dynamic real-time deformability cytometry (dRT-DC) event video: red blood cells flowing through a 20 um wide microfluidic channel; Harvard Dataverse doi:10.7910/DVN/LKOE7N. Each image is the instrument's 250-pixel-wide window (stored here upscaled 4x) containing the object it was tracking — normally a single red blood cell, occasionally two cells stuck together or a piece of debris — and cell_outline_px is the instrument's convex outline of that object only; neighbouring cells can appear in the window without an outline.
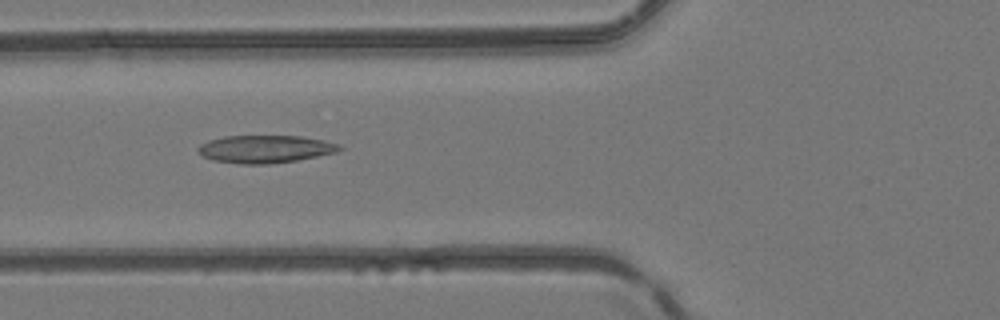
{"species": "common noctule bat (a hibernating species)", "species_latin": "Nyctalus noctula", "temperature_condition": "room temperature", "stored_images_in_passage": 49, "camera_frame_rate_fps": 3000, "um_per_image_px": 0.085, "animal": {"sex": "female", "body_mass_g": 24.6, "forearm_length_mm": 56.2}, "frame": {"image": 1, "passage_image": 19, "time_ms": 6.0, "image_size_px": [1000, 320], "cell_outline_px": [[344, 148], [336, 152], [296, 160], [268, 164], [240, 164], [212, 160], [204, 156], [196, 148], [200, 144], [208, 140], [224, 136], [300, 136], [324, 140], [340, 144]], "centroid_in_image_um": [22.54, 12.66], "position_along_channel_um": 103.3, "area_um2": 22.77}}
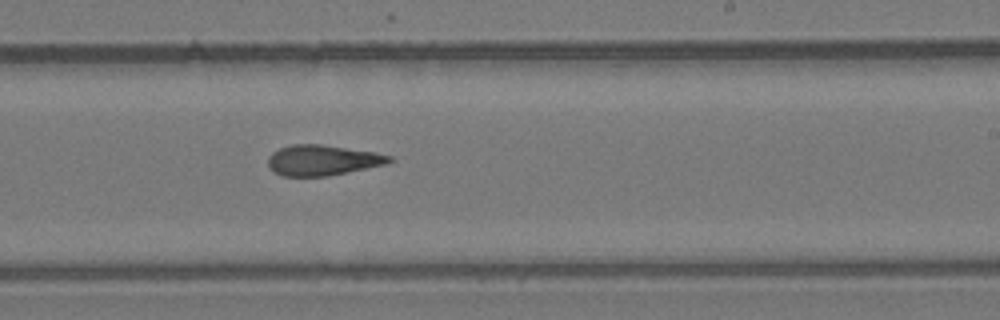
{"frame": {"image": 2, "passage_image": 30, "time_ms": 9.667, "image_size_px": [1000, 320], "cell_outline_px": [[396, 160], [384, 164], [328, 176], [280, 176], [268, 168], [268, 156], [272, 152], [280, 148], [292, 144], [320, 144], [376, 152], [392, 156]], "centroid_in_image_um": [27.39, 13.61], "position_along_channel_um": 261.6, "area_um2": 21.62}}
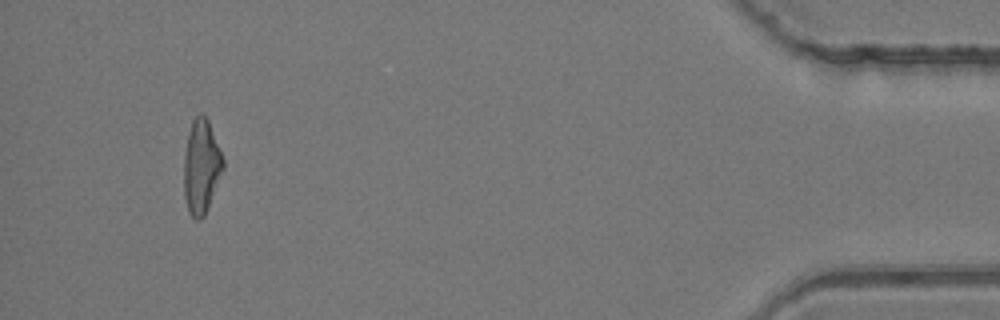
{"frame": {"image": 3, "passage_image": 46, "time_ms": 15.0, "image_size_px": [1000, 320], "cell_outline_px": [[224, 168], [208, 208], [204, 216], [200, 220], [196, 220], [188, 212], [184, 196], [184, 156], [188, 132], [192, 120], [200, 112], [204, 112], [208, 120], [224, 160]], "centroid_in_image_um": [17.1, 14.16], "position_along_channel_um": 418.1, "area_um2": 21.62}}